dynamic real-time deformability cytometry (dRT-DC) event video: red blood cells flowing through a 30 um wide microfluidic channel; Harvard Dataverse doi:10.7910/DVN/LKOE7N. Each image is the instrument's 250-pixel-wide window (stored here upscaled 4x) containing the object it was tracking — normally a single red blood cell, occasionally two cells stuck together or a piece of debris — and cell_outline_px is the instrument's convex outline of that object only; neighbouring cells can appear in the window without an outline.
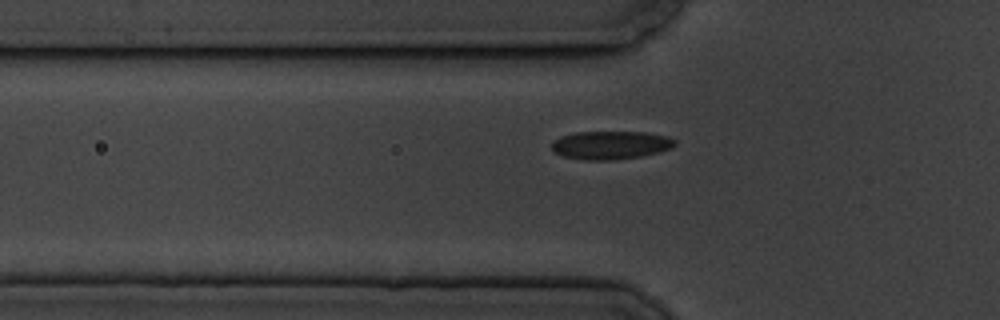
{"species": "common noctule bat (a hibernating species)", "species_latin": "Nyctalus noctula", "temperature_condition": "cold", "stored_images_in_passage": 40, "camera_frame_rate_fps": 3000, "um_per_image_px": 0.085, "animal": {"sex": "male", "body_mass_g": 19.5, "forearm_length_mm": 54.6}, "frame": {"image": 1, "passage_image": 5, "time_ms": 1.333, "image_size_px": [1000, 320], "cell_outline_px": [[676, 144], [672, 148], [660, 152], [640, 156], [616, 160], [584, 160], [564, 156], [556, 152], [552, 148], [552, 144], [560, 136], [572, 132], [644, 132], [668, 136], [676, 140]], "centroid_in_image_um": [51.94, 12.33], "position_along_channel_um": 73.9, "area_um2": 20.35}}
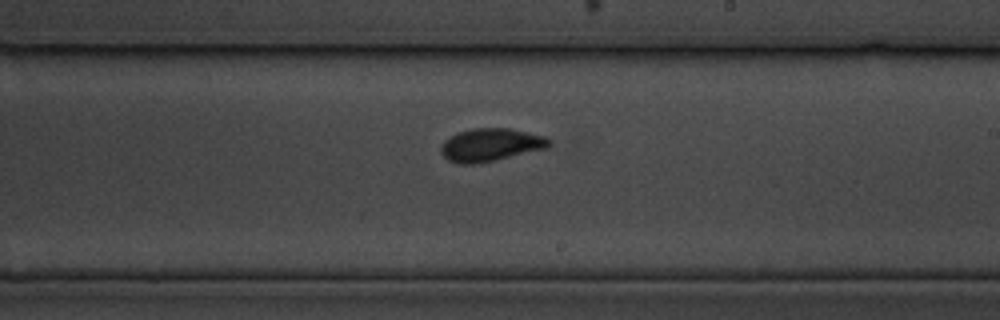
{"frame": {"image": 2, "passage_image": 20, "time_ms": 6.333, "image_size_px": [1000, 320], "cell_outline_px": [[552, 144], [548, 148], [492, 160], [472, 164], [460, 164], [448, 160], [440, 152], [440, 144], [444, 140], [456, 132], [472, 128], [508, 128], [548, 136], [552, 140]], "centroid_in_image_um": [41.71, 12.29], "position_along_channel_um": 247.3, "area_um2": 20.87}}
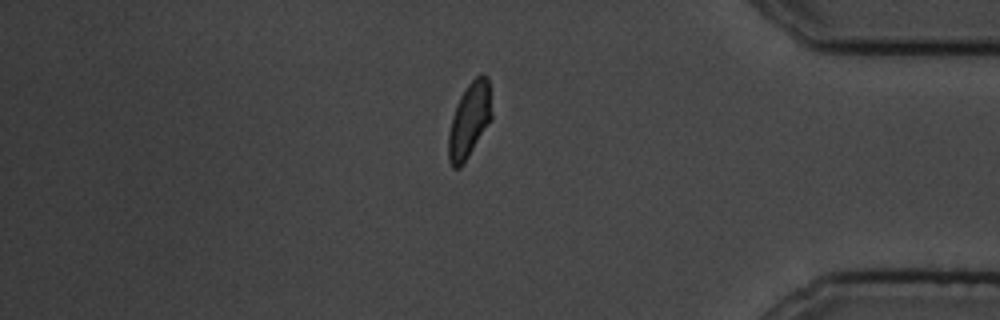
{"frame": {"image": 3, "passage_image": 35, "time_ms": 11.333, "image_size_px": [1000, 320], "cell_outline_px": [[492, 120], [464, 164], [460, 168], [452, 168], [448, 160], [448, 136], [452, 116], [456, 104], [460, 96], [468, 84], [480, 72], [484, 72], [488, 76], [492, 112]], "centroid_in_image_um": [39.91, 10.22], "position_along_channel_um": 395.3, "area_um2": 19.36}, "authors_computed_cell_mechanics": {"area_um2": 19.5653, "velocity_mm_per_s": 3.4695, "shape_relaxation_time_tau1_ms": 5.0786, "shape_relaxation_time_tau2_ms": null, "deformation_change_tau1": 0.1218, "deformation_change_tau2": null}}